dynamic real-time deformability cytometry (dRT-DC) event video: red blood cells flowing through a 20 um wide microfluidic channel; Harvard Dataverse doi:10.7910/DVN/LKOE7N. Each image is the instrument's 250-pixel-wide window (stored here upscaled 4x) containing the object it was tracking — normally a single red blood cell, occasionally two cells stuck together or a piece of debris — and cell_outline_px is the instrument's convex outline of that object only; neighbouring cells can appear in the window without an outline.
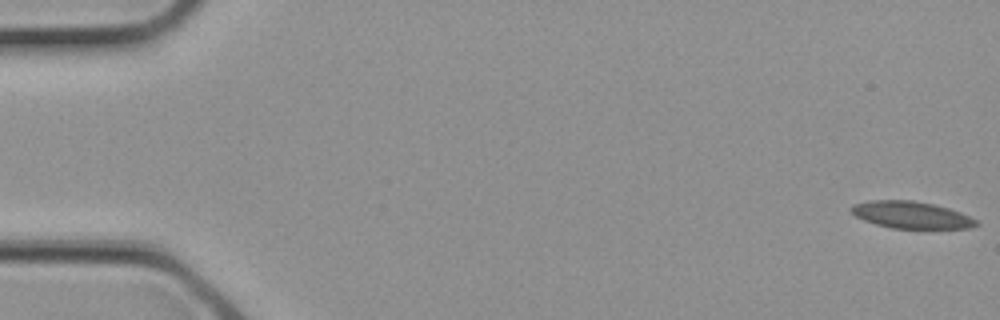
{"species": "common noctule bat (a hibernating species)", "species_latin": "Nyctalus noctula", "temperature_condition": "cold", "stored_images_in_passage": 3, "segment_of_instrument_passage": [2, 2], "camera_frame_rate_fps": 3000, "um_per_image_px": 0.085, "animal": {"sex": "female", "body_mass_g": 21.9}, "frame": {"image": 1, "passage_image": 3, "time_ms": 0.667, "image_size_px": [1000, 320], "cell_outline_px": [[980, 224], [972, 228], [892, 228], [876, 224], [864, 220], [856, 216], [848, 208], [852, 204], [868, 200], [912, 200], [932, 204], [948, 208], [960, 212], [976, 220]], "centroid_in_image_um": [77.42, 18.26], "position_along_channel_um": 7.6, "area_um2": 19.59}}